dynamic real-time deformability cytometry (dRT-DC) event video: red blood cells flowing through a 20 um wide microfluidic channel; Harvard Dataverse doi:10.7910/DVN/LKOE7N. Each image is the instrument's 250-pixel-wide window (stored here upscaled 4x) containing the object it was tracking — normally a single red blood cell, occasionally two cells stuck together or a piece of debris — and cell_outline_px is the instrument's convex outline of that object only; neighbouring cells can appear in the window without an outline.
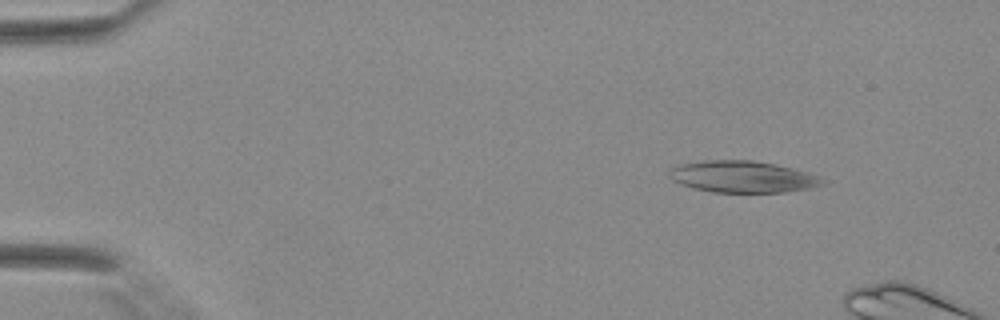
{"species": "Egyptian fruit bat (a non-hibernating species)", "species_latin": "Rousettus aegyptiacus", "temperature_condition": "warm", "stored_images_in_passage": 10, "camera_frame_rate_fps": 3000, "um_per_image_px": 0.085, "animal": {"sex": "female"}, "frame": {"image": 1, "passage_image": 5, "time_ms": 1.333, "image_size_px": [1000, 320], "cell_outline_px": [[824, 184], [808, 188], [784, 192], [712, 192], [692, 188], [680, 184], [672, 180], [672, 168], [680, 164], [704, 160], [752, 160], [792, 168], [808, 172], [820, 176], [824, 180]], "centroid_in_image_um": [63.14, 15.02], "position_along_channel_um": 21.9, "area_um2": 27.98}}